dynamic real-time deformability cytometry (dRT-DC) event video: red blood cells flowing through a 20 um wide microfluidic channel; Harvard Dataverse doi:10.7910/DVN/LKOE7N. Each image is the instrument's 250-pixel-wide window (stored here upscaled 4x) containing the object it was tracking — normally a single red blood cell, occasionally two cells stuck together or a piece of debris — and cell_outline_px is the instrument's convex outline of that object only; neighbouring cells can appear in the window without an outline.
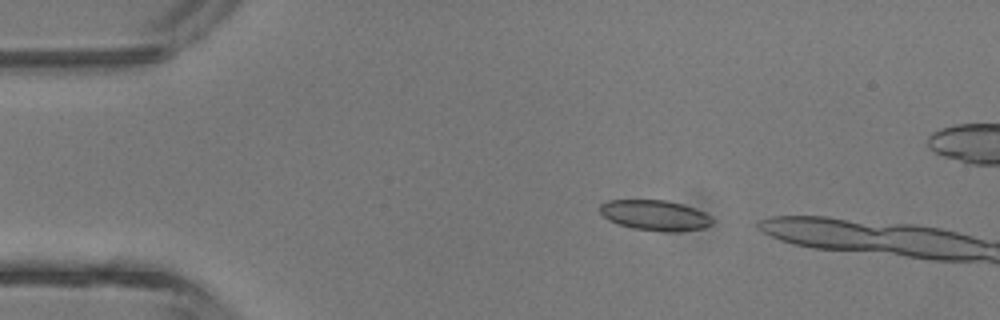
{"species": "common noctule bat (a hibernating species)", "species_latin": "Nyctalus noctula", "temperature_condition": "room temperature", "stored_images_in_passage": 3, "camera_frame_rate_fps": 3000, "um_per_image_px": 0.085, "animal": {"sex": "male", "body_mass_g": 13.3}, "frame": {"image": 1, "passage_image": 1, "time_ms": 0.0, "image_size_px": [1000, 320], "cell_outline_px": [[712, 224], [704, 228], [676, 232], [660, 232], [632, 228], [608, 220], [600, 212], [600, 204], [608, 200], [668, 200], [684, 204], [696, 208], [712, 216]], "centroid_in_image_um": [55.71, 18.3], "position_along_channel_um": 29.3, "area_um2": 20.17}}